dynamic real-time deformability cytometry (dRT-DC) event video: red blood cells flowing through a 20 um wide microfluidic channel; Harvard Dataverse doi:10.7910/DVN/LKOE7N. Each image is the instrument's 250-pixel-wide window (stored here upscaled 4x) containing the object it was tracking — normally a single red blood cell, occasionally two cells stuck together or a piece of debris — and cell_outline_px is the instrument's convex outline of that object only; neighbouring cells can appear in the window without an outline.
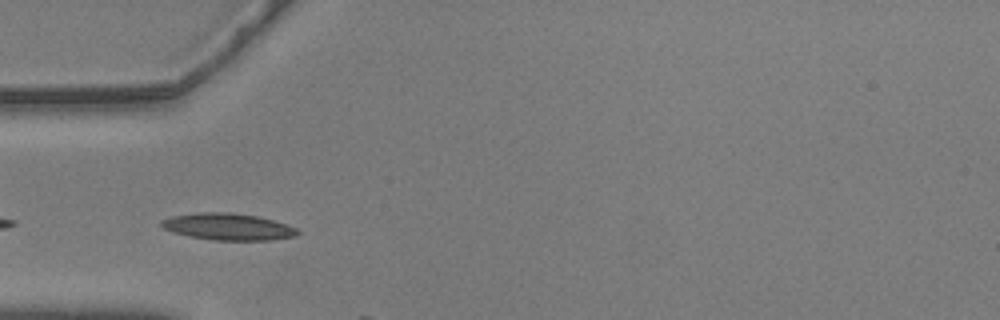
{"species": "common noctule bat (a hibernating species)", "species_latin": "Nyctalus noctula", "temperature_condition": "warm", "stored_images_in_passage": 3, "camera_frame_rate_fps": 3000, "um_per_image_px": 0.085, "animal": {"sex": "male", "body_mass_g": 20.5, "forearm_length_mm": 52.5}, "frame": {"image": 1, "passage_image": 2, "time_ms": 0.333, "image_size_px": [1000, 320], "cell_outline_px": [[300, 232], [296, 236], [268, 240], [216, 240], [188, 236], [172, 232], [160, 228], [160, 220], [172, 216], [200, 212], [232, 212], [256, 216], [272, 220], [296, 228]], "centroid_in_image_um": [19.32, 19.27], "position_along_channel_um": 65.7, "area_um2": 21.21}}